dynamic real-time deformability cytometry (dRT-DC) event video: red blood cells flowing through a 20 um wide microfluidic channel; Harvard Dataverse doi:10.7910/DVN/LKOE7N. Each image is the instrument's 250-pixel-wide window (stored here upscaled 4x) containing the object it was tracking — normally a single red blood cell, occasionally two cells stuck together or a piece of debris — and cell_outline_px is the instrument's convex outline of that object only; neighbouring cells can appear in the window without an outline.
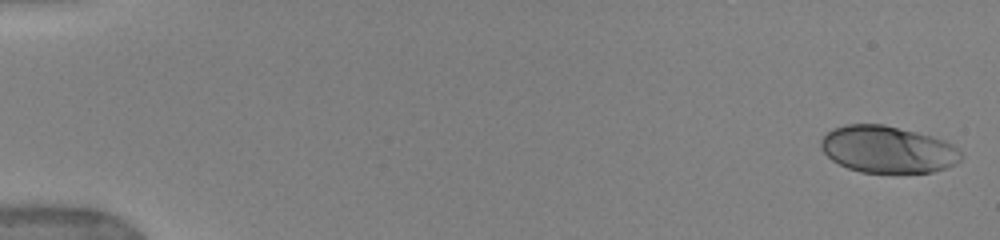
{"species": "human", "species_latin": "Homo sapiens", "temperature_condition": "warm", "stored_images_in_passage": 44, "camera_frame_rate_fps": 3000, "um_per_image_px": 0.085, "donor": {"sex": "female"}, "frame": {"image": 1, "passage_image": 1, "time_ms": 0.0, "image_size_px": [1000, 240], "cell_outline_px": [[964, 156], [956, 164], [948, 168], [932, 172], [860, 172], [848, 168], [832, 160], [820, 148], [820, 140], [832, 128], [844, 124], [884, 124], [932, 136], [944, 140], [960, 148]], "centroid_in_image_um": [75.48, 12.7], "position_along_channel_um": 9.5, "area_um2": 38.55}}
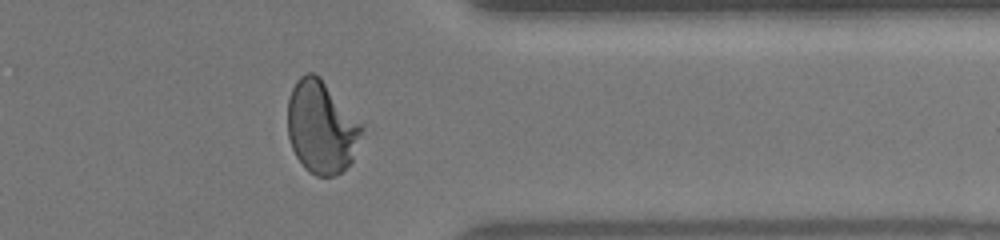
{"frame": {"image": 2, "passage_image": 37, "time_ms": 13.667, "image_size_px": [1000, 240], "cell_outline_px": [[360, 132], [352, 160], [336, 176], [316, 176], [308, 172], [304, 168], [296, 156], [292, 148], [288, 136], [288, 100], [292, 88], [296, 80], [300, 76], [308, 72], [312, 72], [320, 76], [360, 124]], "centroid_in_image_um": [27.25, 10.81], "position_along_channel_um": 384.2, "area_um2": 39.19}}
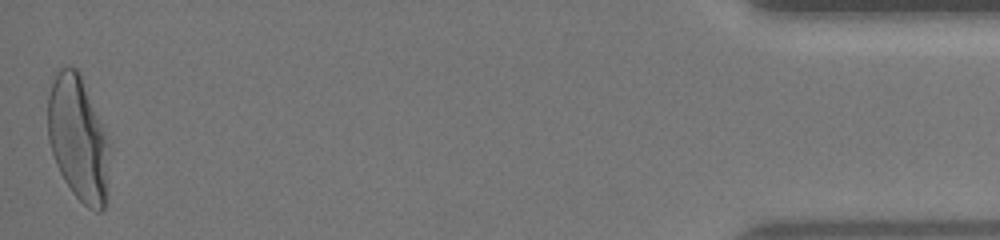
{"frame": {"image": 3, "passage_image": 44, "time_ms": 16.667, "image_size_px": [1000, 240], "cell_outline_px": [[112, 144], [104, 208], [100, 212], [96, 212], [88, 208], [72, 192], [64, 180], [56, 164], [48, 140], [48, 96], [56, 72], [60, 68], [76, 68], [80, 72]], "centroid_in_image_um": [6.68, 11.79], "position_along_channel_um": 428.5, "area_um2": 45.37}, "authors_computed_cell_mechanics": {"area_um2": 39.2173, "velocity_mm_per_s": 3.9518, "shape_relaxation_time_tau1_ms": 3.9678, "shape_relaxation_time_tau2_ms": null, "deformation_change_tau1": 0.1954, "deformation_change_tau2": null}}